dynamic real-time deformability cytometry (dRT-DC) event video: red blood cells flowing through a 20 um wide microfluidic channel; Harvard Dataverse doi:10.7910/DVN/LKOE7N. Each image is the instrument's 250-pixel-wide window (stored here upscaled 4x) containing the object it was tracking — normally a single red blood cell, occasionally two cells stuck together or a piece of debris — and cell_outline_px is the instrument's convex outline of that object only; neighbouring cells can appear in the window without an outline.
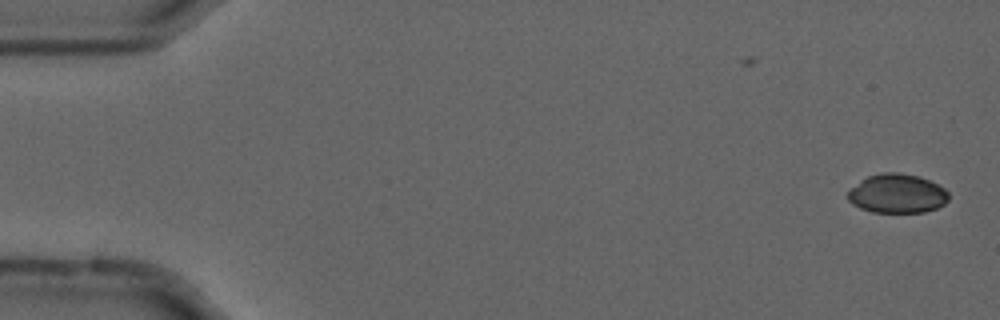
{"species": "common noctule bat (a hibernating species)", "species_latin": "Nyctalus noctula", "temperature_condition": "cold", "stored_images_in_passage": 55, "camera_frame_rate_fps": 3000, "um_per_image_px": 0.085, "animal": {"sex": "male", "forearm_length_mm": 52.5}, "frame": {"image": 1, "passage_image": 1, "time_ms": 0.0, "image_size_px": [1000, 320], "cell_outline_px": [[948, 200], [944, 204], [936, 208], [924, 212], [872, 212], [860, 208], [852, 204], [848, 200], [848, 192], [852, 188], [868, 176], [884, 172], [896, 172], [916, 176], [928, 180], [944, 188], [948, 192]], "centroid_in_image_um": [76.26, 16.47], "position_along_channel_um": 8.7, "area_um2": 22.66}}
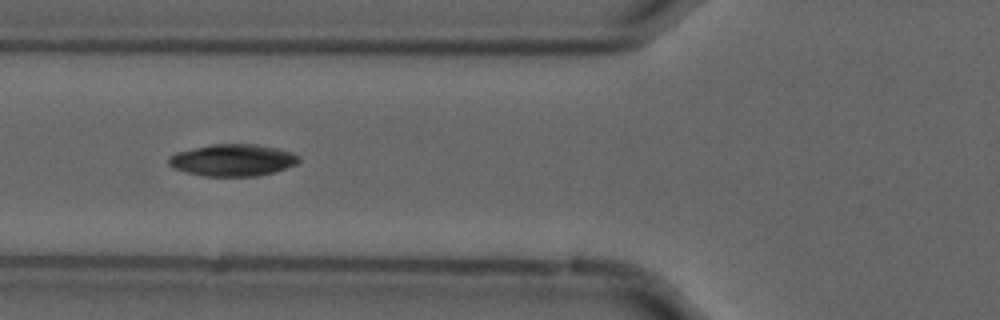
{"frame": {"image": 2, "passage_image": 20, "time_ms": 6.333, "image_size_px": [1000, 320], "cell_outline_px": [[300, 160], [296, 164], [276, 172], [256, 176], [204, 176], [188, 172], [176, 168], [168, 164], [168, 160], [176, 152], [212, 144], [256, 144], [276, 148], [292, 152], [300, 156]], "centroid_in_image_um": [19.83, 13.61], "position_along_channel_um": 106.0, "area_um2": 24.04}}
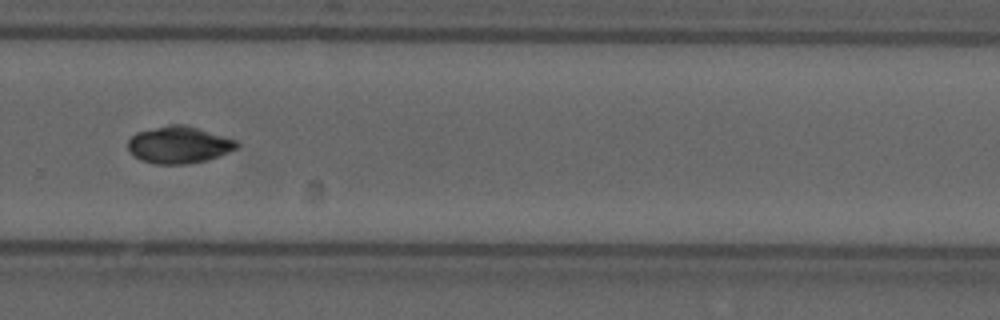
{"frame": {"image": 3, "passage_image": 37, "time_ms": 12.0, "image_size_px": [1000, 320], "cell_outline_px": [[240, 148], [208, 160], [188, 164], [156, 164], [140, 160], [132, 156], [128, 152], [128, 140], [136, 132], [168, 124], [184, 124], [236, 140], [240, 144]], "centroid_in_image_um": [15.19, 12.32], "position_along_channel_um": 314.6, "area_um2": 23.76}}